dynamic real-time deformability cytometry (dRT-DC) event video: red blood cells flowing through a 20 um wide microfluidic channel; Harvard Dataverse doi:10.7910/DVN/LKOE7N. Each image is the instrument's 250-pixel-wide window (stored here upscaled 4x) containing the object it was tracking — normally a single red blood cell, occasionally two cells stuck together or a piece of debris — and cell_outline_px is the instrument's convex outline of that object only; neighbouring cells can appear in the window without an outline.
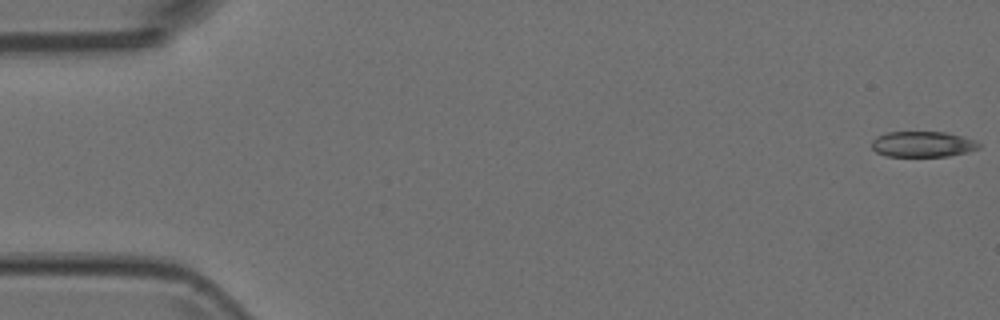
{"species": "Egyptian fruit bat (a non-hibernating species)", "species_latin": "Rousettus aegyptiacus", "temperature_condition": "room temperature", "stored_images_in_passage": 7, "camera_frame_rate_fps": 3000, "um_per_image_px": 0.085, "animal": {"sex": "female"}, "frame": {"image": 1, "passage_image": 1, "time_ms": 0.0, "image_size_px": [1000, 320], "cell_outline_px": [[980, 148], [968, 152], [948, 156], [888, 156], [876, 152], [872, 148], [872, 140], [876, 136], [888, 132], [944, 132], [976, 140], [980, 144]], "centroid_in_image_um": [78.43, 12.26], "position_along_channel_um": 6.6, "area_um2": 16.01}}
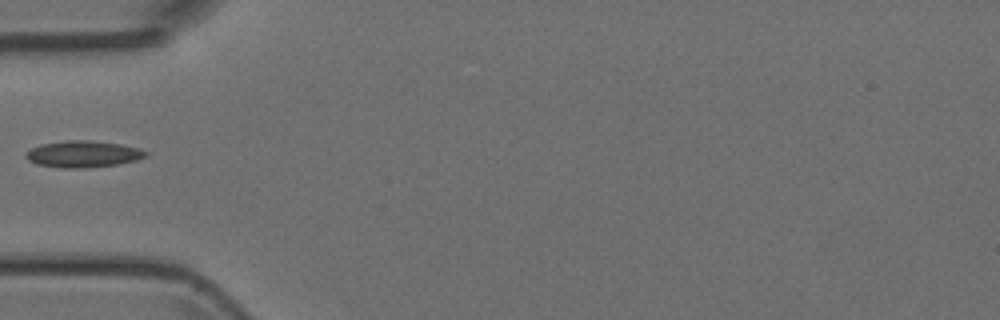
{"frame": {"image": 2, "passage_image": 6, "time_ms": 1.667, "image_size_px": [1000, 320], "cell_outline_px": [[148, 156], [136, 160], [116, 164], [76, 168], [64, 168], [36, 164], [28, 160], [24, 156], [32, 148], [40, 144], [68, 140], [88, 140], [120, 144], [136, 148], [148, 152]], "centroid_in_image_um": [7.04, 13.09], "position_along_channel_um": 78.0, "area_um2": 18.26}}
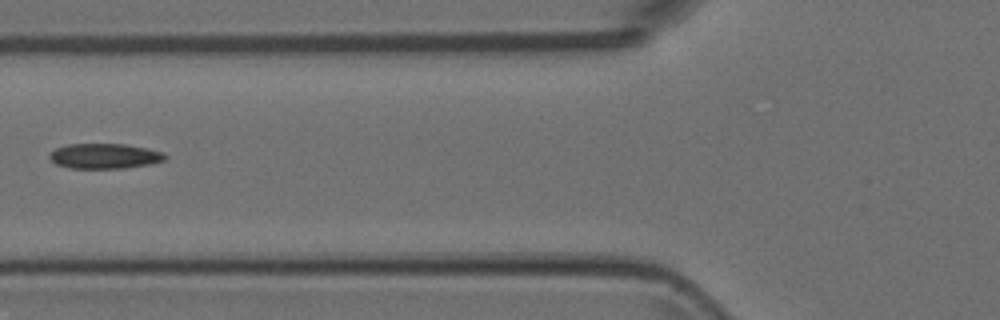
{"frame": {"image": 3, "passage_image": 7, "time_ms": 2.0, "image_size_px": [1000, 320], "cell_outline_px": [[168, 156], [164, 160], [148, 164], [124, 168], [68, 168], [56, 164], [48, 156], [56, 148], [68, 144], [124, 144], [148, 148], [160, 152]], "centroid_in_image_um": [8.87, 13.26], "position_along_channel_um": 116.9, "area_um2": 16.76}}